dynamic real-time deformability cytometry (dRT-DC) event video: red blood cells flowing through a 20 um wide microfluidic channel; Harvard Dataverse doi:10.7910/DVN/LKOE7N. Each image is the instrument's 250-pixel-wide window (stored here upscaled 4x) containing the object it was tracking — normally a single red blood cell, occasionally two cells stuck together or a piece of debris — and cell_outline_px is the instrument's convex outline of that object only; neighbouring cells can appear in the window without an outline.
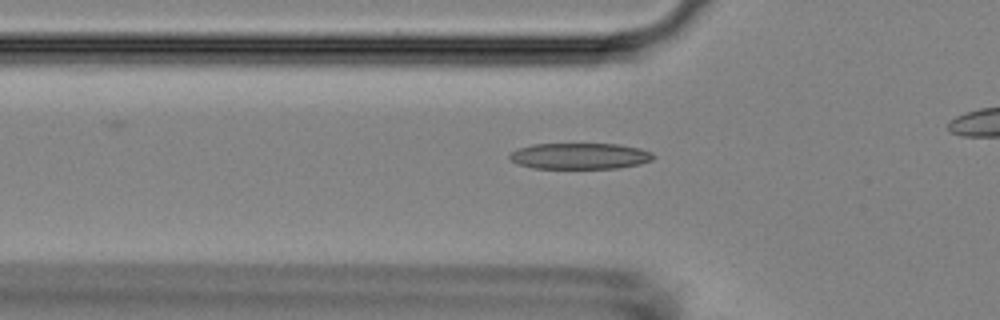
{"species": "Egyptian fruit bat (a non-hibernating species)", "species_latin": "Rousettus aegyptiacus", "temperature_condition": "room temperature", "stored_images_in_passage": 42, "camera_frame_rate_fps": 3000, "um_per_image_px": 0.085, "animal": {"sex": "female"}, "frame": {"image": 1, "passage_image": 14, "time_ms": 4.333, "image_size_px": [1000, 320], "cell_outline_px": [[656, 156], [652, 160], [640, 164], [620, 168], [532, 168], [516, 164], [508, 160], [508, 156], [516, 148], [532, 144], [620, 144], [640, 148], [652, 152]], "centroid_in_image_um": [49.27, 13.26], "position_along_channel_um": 76.5, "area_um2": 22.2}}
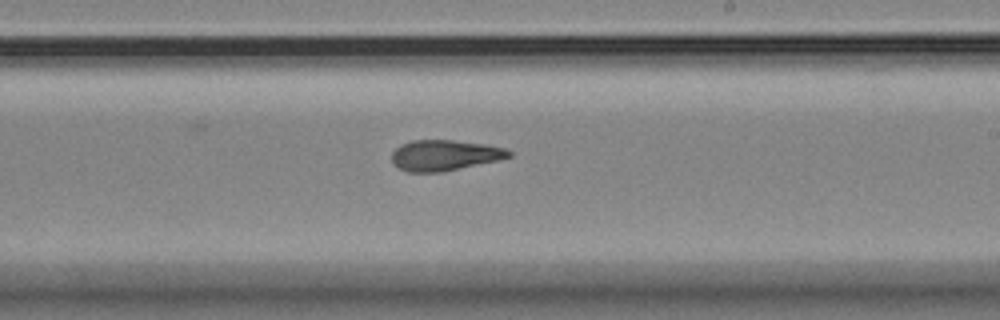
{"frame": {"image": 2, "passage_image": 28, "time_ms": 9.0, "image_size_px": [1000, 320], "cell_outline_px": [[512, 156], [500, 160], [440, 172], [408, 172], [400, 168], [392, 160], [392, 152], [400, 144], [412, 140], [452, 140], [484, 144], [504, 148], [512, 152]], "centroid_in_image_um": [37.8, 13.19], "position_along_channel_um": 251.2, "area_um2": 20.81}}
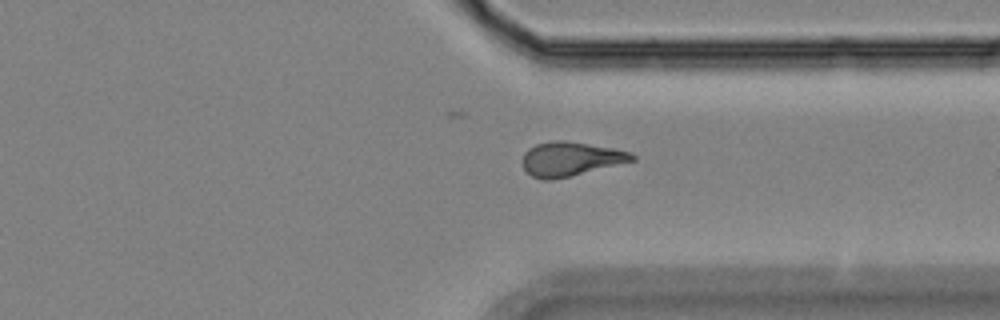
{"frame": {"image": 3, "passage_image": 37, "time_ms": 12.0, "image_size_px": [1000, 320], "cell_outline_px": [[636, 160], [552, 180], [540, 180], [532, 176], [524, 168], [520, 160], [524, 152], [528, 148], [536, 144], [556, 140], [564, 140], [616, 148], [632, 152], [636, 156]], "centroid_in_image_um": [48.48, 13.5], "position_along_channel_um": 362.9, "area_um2": 21.96}}